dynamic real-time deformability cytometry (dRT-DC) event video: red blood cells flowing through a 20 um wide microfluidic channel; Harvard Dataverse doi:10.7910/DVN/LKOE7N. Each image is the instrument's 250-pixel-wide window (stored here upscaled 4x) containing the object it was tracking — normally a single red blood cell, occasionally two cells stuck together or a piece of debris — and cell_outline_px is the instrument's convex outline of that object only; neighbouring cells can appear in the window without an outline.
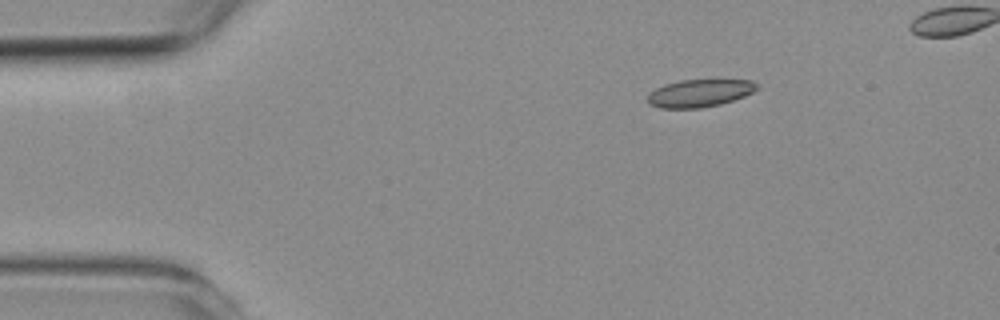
{"species": "common noctule bat (a hibernating species)", "species_latin": "Nyctalus noctula", "temperature_condition": "room temperature", "stored_images_in_passage": 4, "camera_frame_rate_fps": 3000, "um_per_image_px": 0.085, "animal": {"sex": "female", "body_mass_g": 19.3, "forearm_length_mm": 54.1}, "frame": {"image": 1, "passage_image": 1, "time_ms": 0.0, "image_size_px": [1000, 320], "cell_outline_px": [[760, 88], [744, 96], [720, 104], [700, 108], [660, 108], [648, 104], [648, 92], [664, 84], [680, 80], [752, 80], [760, 84]], "centroid_in_image_um": [59.47, 7.91], "position_along_channel_um": 25.5, "area_um2": 17.69}}